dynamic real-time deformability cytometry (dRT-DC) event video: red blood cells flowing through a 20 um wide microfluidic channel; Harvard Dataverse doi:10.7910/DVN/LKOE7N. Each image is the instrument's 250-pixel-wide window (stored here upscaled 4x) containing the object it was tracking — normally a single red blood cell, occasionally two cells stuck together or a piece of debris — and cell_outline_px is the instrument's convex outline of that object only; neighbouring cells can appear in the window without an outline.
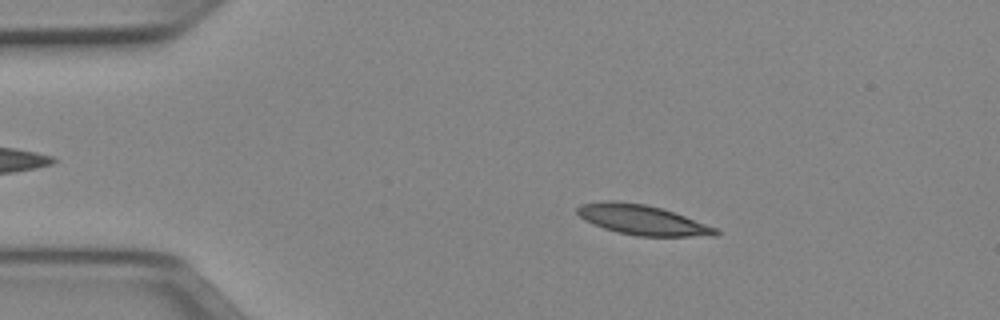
{"species": "Egyptian fruit bat (a non-hibernating species)", "species_latin": "Rousettus aegyptiacus", "temperature_condition": "cold", "stored_images_in_passage": 48, "camera_frame_rate_fps": 3000, "um_per_image_px": 0.085, "animal": {"sex": "female"}, "frame": {"image": 1, "passage_image": 6, "time_ms": 1.667, "image_size_px": [1000, 320], "cell_outline_px": [[720, 232], [716, 236], [636, 236], [604, 228], [584, 220], [576, 212], [576, 208], [580, 204], [604, 200], [612, 200], [644, 204], [660, 208], [684, 216], [716, 228]], "centroid_in_image_um": [54.55, 18.68], "position_along_channel_um": 30.4, "area_um2": 23.87}}
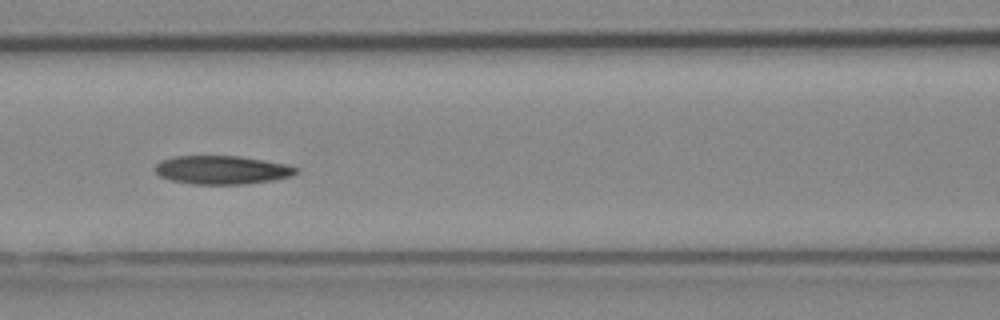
{"frame": {"image": 2, "passage_image": 19, "time_ms": 6.0, "image_size_px": [1000, 320], "cell_outline_px": [[300, 172], [292, 176], [272, 180], [248, 184], [192, 184], [172, 180], [160, 176], [152, 168], [160, 160], [176, 156], [240, 156], [264, 160], [284, 164], [300, 168]], "centroid_in_image_um": [18.88, 14.44], "position_along_channel_um": 147.7, "area_um2": 23.58}}
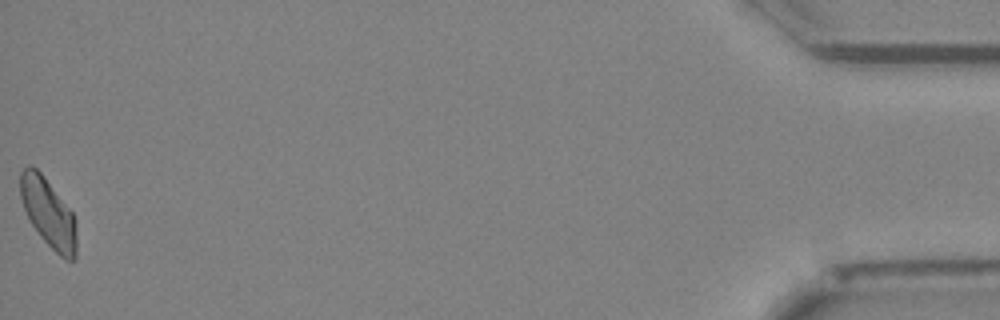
{"frame": {"image": 3, "passage_image": 48, "time_ms": 15.667, "image_size_px": [1000, 320], "cell_outline_px": [[76, 256], [72, 260], [64, 260], [40, 236], [32, 224], [24, 208], [20, 196], [20, 172], [28, 164], [32, 164], [44, 176], [72, 212], [76, 220]], "centroid_in_image_um": [4.11, 18.08], "position_along_channel_um": 431.1, "area_um2": 22.43}, "authors_computed_cell_mechanics": {"area_um2": 23.4668, "velocity_mm_per_s": 3.9373, "shape_relaxation_time_tau1_ms": null, "shape_relaxation_time_tau2_ms": 9.0378, "deformation_change_tau1": null, "deformation_change_tau2": 0.1776}}